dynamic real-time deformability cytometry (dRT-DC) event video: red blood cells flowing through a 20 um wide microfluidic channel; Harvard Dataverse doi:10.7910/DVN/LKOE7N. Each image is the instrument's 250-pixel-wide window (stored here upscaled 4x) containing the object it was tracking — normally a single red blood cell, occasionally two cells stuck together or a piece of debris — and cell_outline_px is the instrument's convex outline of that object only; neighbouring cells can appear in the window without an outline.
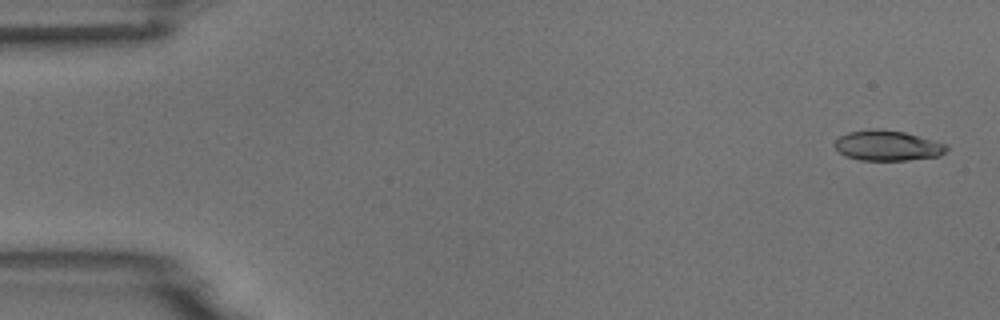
{"species": "common noctule bat (a hibernating species)", "species_latin": "Nyctalus noctula", "temperature_condition": "room temperature", "stored_images_in_passage": 5, "camera_frame_rate_fps": 3000, "um_per_image_px": 0.085, "animal": {"sex": "male", "body_mass_g": 18.8}, "frame": {"image": 1, "passage_image": 1, "time_ms": 0.0, "image_size_px": [1000, 320], "cell_outline_px": [[948, 148], [940, 156], [908, 160], [860, 160], [844, 156], [832, 144], [840, 136], [848, 132], [904, 132], [920, 136], [948, 144]], "centroid_in_image_um": [75.48, 12.43], "position_along_channel_um": 9.5, "area_um2": 19.02}}
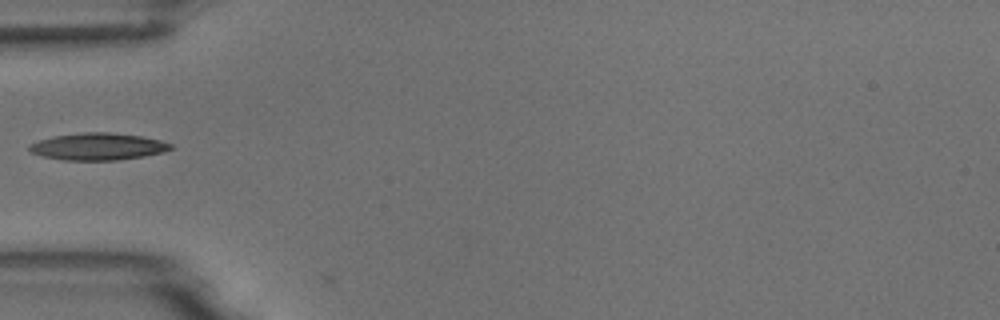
{"frame": {"image": 2, "passage_image": 5, "time_ms": 1.333, "image_size_px": [1000, 320], "cell_outline_px": [[172, 148], [160, 152], [144, 156], [120, 160], [64, 160], [44, 156], [28, 152], [28, 144], [52, 136], [84, 132], [108, 132], [140, 136], [160, 140], [172, 144]], "centroid_in_image_um": [8.27, 12.45], "position_along_channel_um": 76.7, "area_um2": 22.2}}